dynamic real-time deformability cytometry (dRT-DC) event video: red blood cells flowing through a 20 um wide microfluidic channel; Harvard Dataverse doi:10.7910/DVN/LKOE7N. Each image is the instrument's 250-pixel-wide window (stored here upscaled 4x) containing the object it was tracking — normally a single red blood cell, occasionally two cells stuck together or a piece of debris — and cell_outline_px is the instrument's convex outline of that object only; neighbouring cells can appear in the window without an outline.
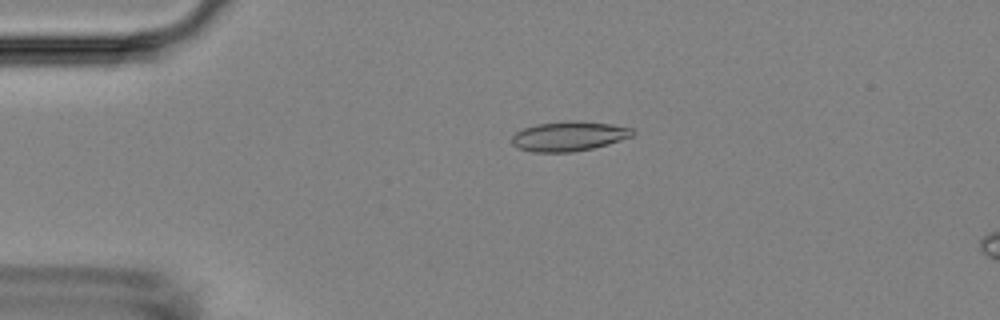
{"species": "Egyptian fruit bat (a non-hibernating species)", "species_latin": "Rousettus aegyptiacus", "temperature_condition": "room temperature", "stored_images_in_passage": 9, "camera_frame_rate_fps": 3000, "um_per_image_px": 0.085, "animal": {"sex": "female"}, "frame": {"image": 1, "passage_image": 4, "time_ms": 1.0, "image_size_px": [1000, 320], "cell_outline_px": [[636, 132], [632, 136], [608, 144], [592, 148], [572, 152], [532, 152], [520, 148], [512, 144], [512, 136], [516, 132], [524, 128], [536, 124], [568, 120], [580, 120], [612, 124], [632, 128]], "centroid_in_image_um": [48.37, 11.56], "position_along_channel_um": 36.6, "area_um2": 20.98}}